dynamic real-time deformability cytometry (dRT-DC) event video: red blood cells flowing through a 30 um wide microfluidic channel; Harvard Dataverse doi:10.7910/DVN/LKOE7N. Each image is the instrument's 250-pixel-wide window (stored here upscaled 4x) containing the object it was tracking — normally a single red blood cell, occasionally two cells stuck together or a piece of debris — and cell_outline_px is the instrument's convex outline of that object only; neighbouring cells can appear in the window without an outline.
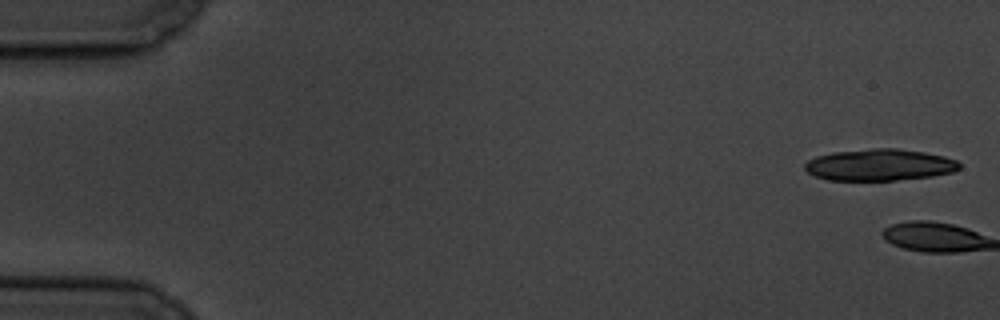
{"species": "common noctule bat (a hibernating species)", "species_latin": "Nyctalus noctula", "temperature_condition": "cold", "stored_images_in_passage": 11, "camera_frame_rate_fps": 3000, "um_per_image_px": 0.085, "animal": {"sex": "male", "body_mass_g": 19.5, "forearm_length_mm": 54.6}, "frame": {"image": 1, "passage_image": 1, "time_ms": 0.0, "image_size_px": [1000, 320], "cell_outline_px": [[960, 168], [952, 172], [932, 176], [896, 180], [828, 180], [816, 176], [808, 172], [804, 168], [804, 164], [808, 160], [816, 156], [832, 152], [872, 148], [896, 148], [924, 152], [944, 156], [956, 160], [960, 164]], "centroid_in_image_um": [74.75, 14.01], "position_along_channel_um": 10.3, "area_um2": 28.5}}
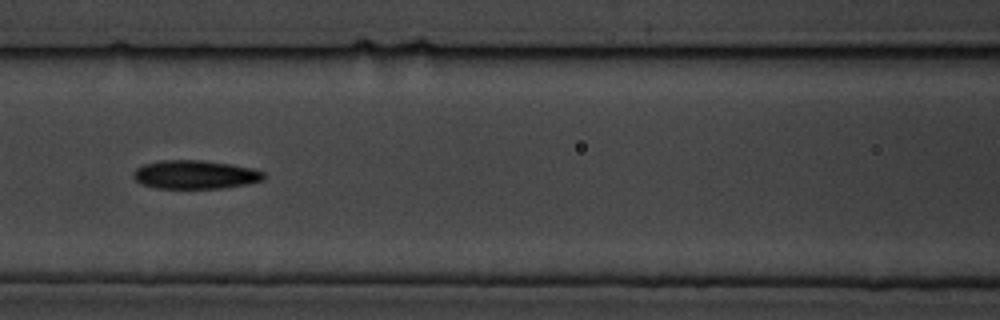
{"frame": {"image": 2, "passage_image": 8, "time_ms": 9.0, "image_size_px": [1000, 320], "cell_outline_px": [[264, 180], [248, 184], [224, 188], [156, 188], [140, 184], [132, 176], [132, 172], [136, 168], [144, 164], [160, 160], [200, 160], [232, 164], [252, 168], [264, 172]], "centroid_in_image_um": [16.57, 14.84], "position_along_channel_um": 150.0, "area_um2": 21.91}}
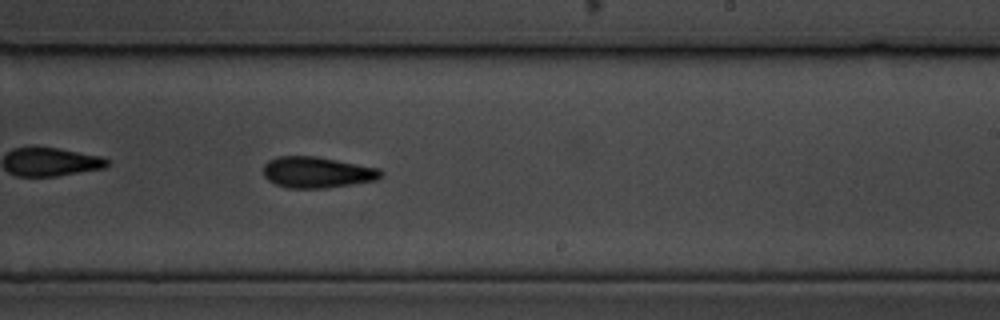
{"frame": {"image": 3, "passage_image": 11, "time_ms": 12.333, "image_size_px": [1000, 320], "cell_outline_px": [[384, 176], [376, 180], [352, 184], [324, 188], [288, 188], [276, 184], [268, 180], [264, 176], [264, 164], [268, 160], [276, 156], [312, 156], [336, 160], [380, 168], [384, 172]], "centroid_in_image_um": [26.96, 14.65], "position_along_channel_um": 262.0, "area_um2": 21.33}}